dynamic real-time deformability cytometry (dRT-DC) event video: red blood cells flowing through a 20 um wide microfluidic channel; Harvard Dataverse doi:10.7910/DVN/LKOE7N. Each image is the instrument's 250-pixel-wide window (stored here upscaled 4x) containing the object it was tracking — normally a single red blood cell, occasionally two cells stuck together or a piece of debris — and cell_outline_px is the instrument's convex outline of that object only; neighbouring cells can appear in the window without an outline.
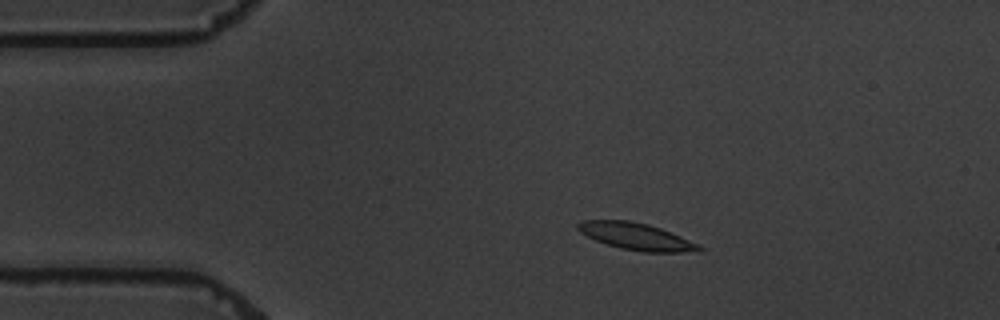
{"species": "common noctule bat (a hibernating species)", "species_latin": "Nyctalus noctula", "temperature_condition": "warm", "stored_images_in_passage": 9, "camera_frame_rate_fps": 3000, "um_per_image_px": 0.085, "animal": {"sex": "male", "body_mass_g": 19.5, "forearm_length_mm": 54.6}, "frame": {"image": 1, "passage_image": 3, "time_ms": 2.333, "image_size_px": [1000, 320], "cell_outline_px": [[704, 252], [644, 252], [620, 248], [596, 240], [580, 232], [576, 228], [576, 224], [584, 220], [628, 220], [648, 224], [660, 228], [700, 244], [704, 248]], "centroid_in_image_um": [54.13, 20.1], "position_along_channel_um": 30.9, "area_um2": 19.07}}
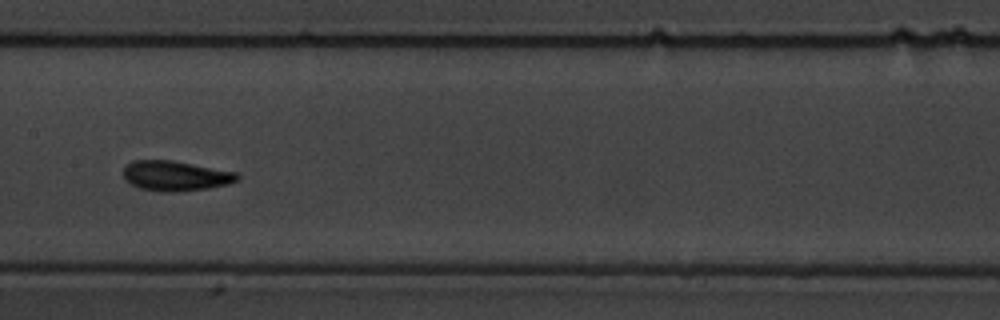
{"frame": {"image": 2, "passage_image": 8, "time_ms": 8.333, "image_size_px": [1000, 320], "cell_outline_px": [[240, 176], [236, 180], [228, 184], [208, 188], [172, 192], [160, 192], [140, 188], [124, 180], [124, 168], [132, 160], [172, 160], [236, 172]], "centroid_in_image_um": [14.9, 14.94], "position_along_channel_um": 192.5, "area_um2": 19.83}}
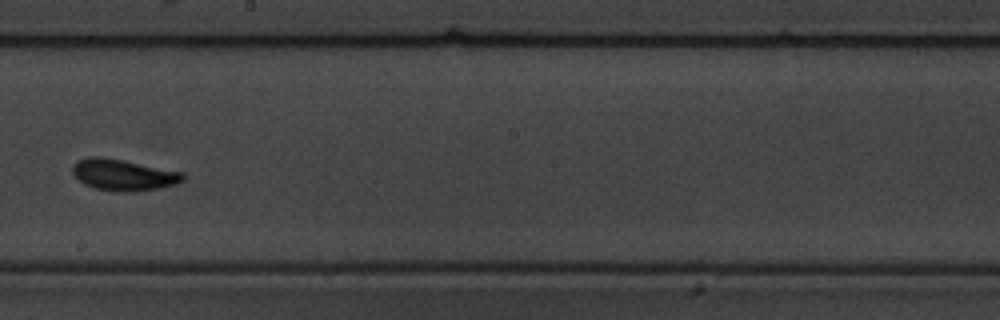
{"frame": {"image": 3, "passage_image": 9, "time_ms": 9.667, "image_size_px": [1000, 320], "cell_outline_px": [[184, 180], [176, 184], [160, 188], [132, 192], [124, 192], [96, 188], [84, 184], [72, 172], [72, 164], [76, 160], [88, 156], [100, 156], [184, 172]], "centroid_in_image_um": [10.48, 14.85], "position_along_channel_um": 237.7, "area_um2": 20.11}}